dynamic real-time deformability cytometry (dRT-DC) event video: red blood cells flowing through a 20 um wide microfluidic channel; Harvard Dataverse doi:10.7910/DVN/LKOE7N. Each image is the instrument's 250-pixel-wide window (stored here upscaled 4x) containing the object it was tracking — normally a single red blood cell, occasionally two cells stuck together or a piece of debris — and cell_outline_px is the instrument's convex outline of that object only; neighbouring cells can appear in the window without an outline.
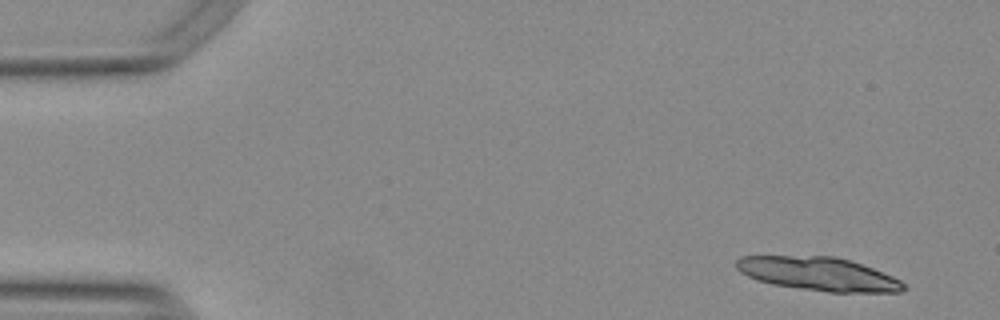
{"species": "Egyptian fruit bat (a non-hibernating species)", "species_latin": "Rousettus aegyptiacus", "temperature_condition": "warm", "stored_images_in_passage": 18, "camera_frame_rate_fps": 3000, "um_per_image_px": 0.085, "animal": {"sex": "female"}, "frame": {"image": 1, "passage_image": 1, "time_ms": 0.0, "image_size_px": [1000, 320], "cell_outline_px": [[908, 288], [900, 292], [828, 292], [772, 284], [756, 280], [740, 272], [736, 268], [736, 260], [740, 256], [836, 256], [872, 268], [892, 276], [900, 280]], "centroid_in_image_um": [69.55, 23.28], "position_along_channel_um": 15.4, "area_um2": 32.54}}